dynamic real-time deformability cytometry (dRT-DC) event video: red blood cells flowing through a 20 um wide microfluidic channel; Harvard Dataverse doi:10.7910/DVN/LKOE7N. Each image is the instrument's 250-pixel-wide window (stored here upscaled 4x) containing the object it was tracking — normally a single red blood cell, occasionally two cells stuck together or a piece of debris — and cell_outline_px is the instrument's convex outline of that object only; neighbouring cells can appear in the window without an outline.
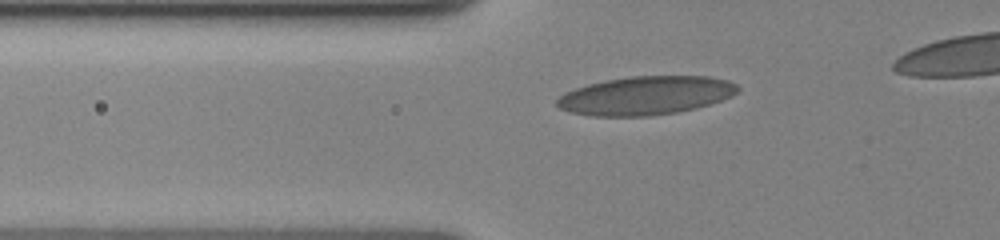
{"species": "human", "species_latin": "Homo sapiens", "temperature_condition": "cold", "stored_images_in_passage": 50, "camera_frame_rate_fps": 3000, "um_per_image_px": 0.085, "donor": {"sex": "female"}, "frame": {"image": 1, "passage_image": 2, "time_ms": 0.333, "image_size_px": [1000, 240], "cell_outline_px": [[740, 88], [732, 96], [696, 108], [676, 112], [648, 116], [592, 116], [572, 112], [560, 108], [556, 104], [556, 100], [564, 92], [588, 84], [604, 80], [632, 76], [708, 76], [728, 80], [736, 84]], "centroid_in_image_um": [54.88, 8.11], "position_along_channel_um": 70.9, "area_um2": 40.52}}
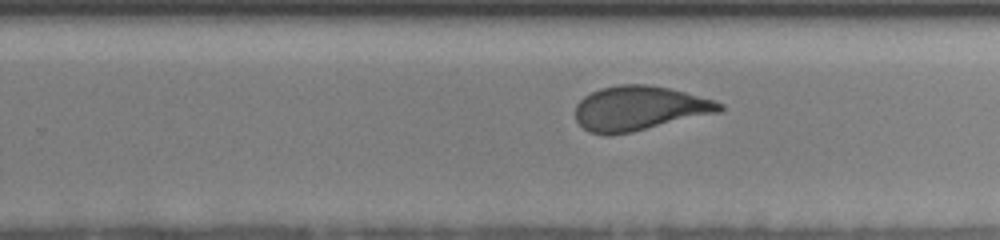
{"frame": {"image": 2, "passage_image": 33, "time_ms": 6.333, "image_size_px": [1000, 240], "cell_outline_px": [[724, 108], [720, 112], [632, 132], [612, 136], [608, 136], [588, 132], [576, 120], [576, 104], [584, 96], [600, 88], [620, 84], [648, 84], [668, 88], [684, 92], [712, 100], [724, 104]], "centroid_in_image_um": [54.31, 9.22], "position_along_channel_um": 275.5, "area_um2": 37.4}}
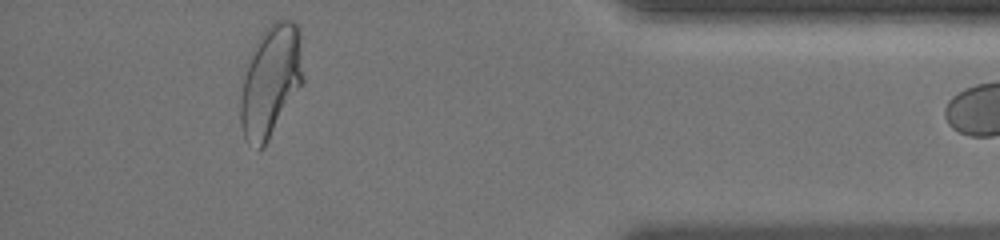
{"frame": {"image": 3, "passage_image": 49, "time_ms": 11.0, "image_size_px": [1000, 240], "cell_outline_px": [[304, 80], [264, 144], [260, 148], [248, 144], [244, 136], [240, 124], [240, 76], [244, 64], [256, 40], [264, 28], [276, 20], [292, 20], [300, 28]], "centroid_in_image_um": [22.96, 6.78], "position_along_channel_um": 412.2, "area_um2": 41.21}}